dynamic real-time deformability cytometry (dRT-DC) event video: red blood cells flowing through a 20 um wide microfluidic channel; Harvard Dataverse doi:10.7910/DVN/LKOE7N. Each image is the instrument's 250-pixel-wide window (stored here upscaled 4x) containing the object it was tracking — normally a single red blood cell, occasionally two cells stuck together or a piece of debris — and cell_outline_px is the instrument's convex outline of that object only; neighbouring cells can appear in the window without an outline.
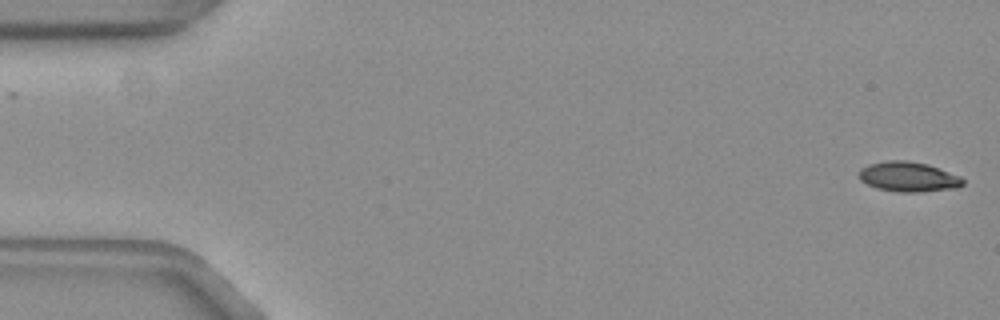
{"species": "common noctule bat (a hibernating species)", "species_latin": "Nyctalus noctula", "temperature_condition": "warm", "stored_images_in_passage": 54, "camera_frame_rate_fps": 3000, "um_per_image_px": 0.085, "animal": {"sex": "female", "body_mass_g": 19.3, "forearm_length_mm": 54.1}, "frame": {"image": 1, "passage_image": 1, "time_ms": 0.0, "image_size_px": [1000, 320], "cell_outline_px": [[964, 184], [960, 188], [920, 192], [896, 192], [876, 188], [860, 180], [860, 168], [868, 164], [888, 160], [904, 160], [928, 164], [960, 176], [964, 180]], "centroid_in_image_um": [77.24, 15.03], "position_along_channel_um": 7.8, "area_um2": 18.26}}
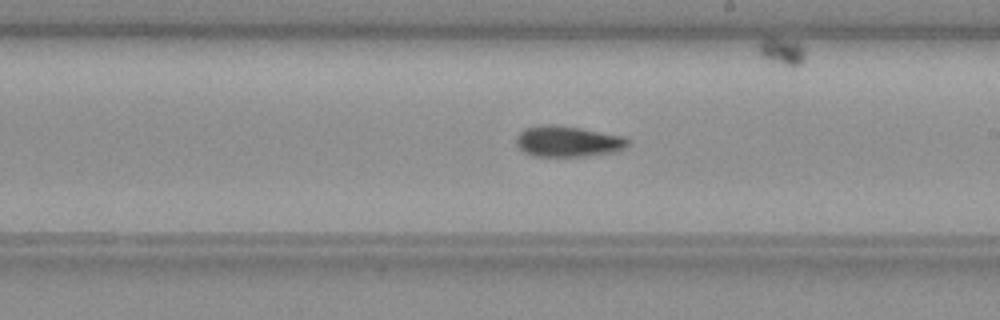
{"frame": {"image": 2, "passage_image": 31, "time_ms": 10.0, "image_size_px": [1000, 320], "cell_outline_px": [[628, 144], [624, 148], [616, 152], [584, 156], [532, 156], [524, 152], [516, 144], [516, 136], [524, 128], [540, 124], [556, 124], [580, 128], [624, 136], [628, 140]], "centroid_in_image_um": [48.24, 12.01], "position_along_channel_um": 240.8, "area_um2": 20.23}}
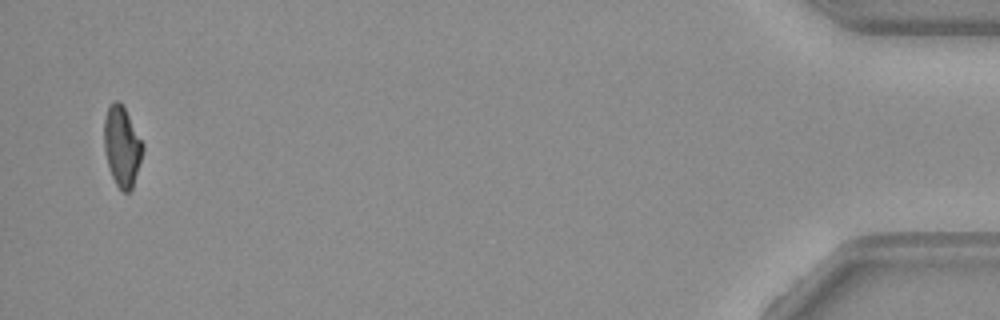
{"frame": {"image": 3, "passage_image": 53, "time_ms": 17.333, "image_size_px": [1000, 320], "cell_outline_px": [[144, 148], [132, 188], [128, 192], [124, 192], [116, 184], [112, 176], [108, 164], [104, 148], [104, 120], [108, 108], [112, 100], [120, 100], [144, 144]], "centroid_in_image_um": [10.36, 12.4], "position_along_channel_um": 424.8, "area_um2": 17.86}, "authors_computed_cell_mechanics": {"area_um2": 19.074, "velocity_mm_per_s": 3.7643, "shape_relaxation_time_tau1_ms": 7.2501, "shape_relaxation_time_tau2_ms": 8.4609, "deformation_change_tau1": 0.2004, "deformation_change_tau2": 0.1571}}